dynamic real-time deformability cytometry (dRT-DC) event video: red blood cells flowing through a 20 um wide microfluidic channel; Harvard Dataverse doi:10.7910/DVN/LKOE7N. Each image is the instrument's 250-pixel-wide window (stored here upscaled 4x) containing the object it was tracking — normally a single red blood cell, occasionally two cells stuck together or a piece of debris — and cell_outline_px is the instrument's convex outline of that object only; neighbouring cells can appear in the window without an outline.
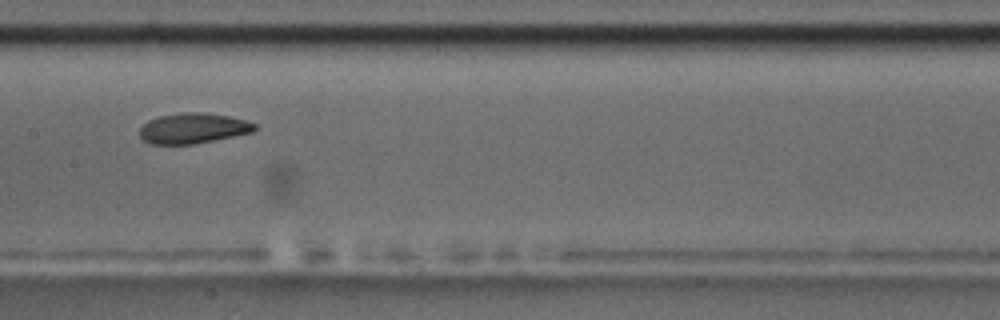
{"species": "common noctule bat (a hibernating species)", "species_latin": "Nyctalus noctula", "temperature_condition": "room temperature", "stored_images_in_passage": 9, "camera_frame_rate_fps": 3000, "um_per_image_px": 0.085, "animal": {"sex": "male", "body_mass_g": 17.5, "forearm_length_mm": 52.3}, "frame": {"image": 1, "passage_image": 8, "time_ms": 8.0, "image_size_px": [1000, 320], "cell_outline_px": [[256, 128], [252, 132], [192, 144], [152, 144], [144, 140], [140, 136], [140, 128], [148, 120], [160, 116], [188, 112], [204, 112], [228, 116], [244, 120], [256, 124]], "centroid_in_image_um": [16.39, 10.9], "position_along_channel_um": 191.0, "area_um2": 20.0}}